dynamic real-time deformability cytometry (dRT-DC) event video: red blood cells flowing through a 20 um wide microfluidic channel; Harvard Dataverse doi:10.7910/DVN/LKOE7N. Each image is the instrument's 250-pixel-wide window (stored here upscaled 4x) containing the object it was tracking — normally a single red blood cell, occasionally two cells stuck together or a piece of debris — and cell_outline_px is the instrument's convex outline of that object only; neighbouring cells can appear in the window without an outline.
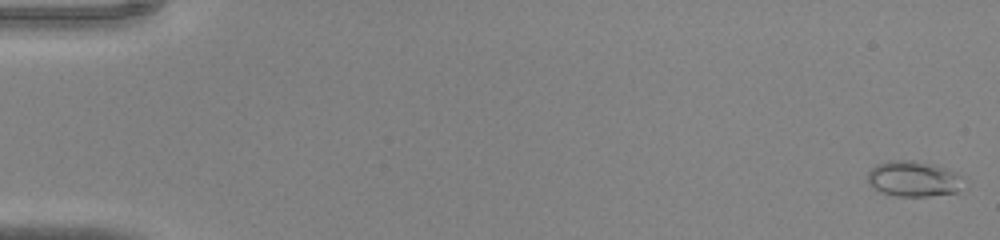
{"species": "common noctule bat (a hibernating species)", "species_latin": "Nyctalus noctula", "temperature_condition": "warm", "stored_images_in_passage": 46, "segment_of_instrument_passage": [1, 2], "camera_frame_rate_fps": 3000, "um_per_image_px": 0.085, "animal": {"sex": "male", "body_mass_g": 20.0, "forearm_length_mm": 53.3}, "frame": {"image": 1, "passage_image": 1, "time_ms": 0.0, "image_size_px": [1000, 240], "cell_outline_px": [[956, 192], [928, 196], [896, 196], [880, 192], [868, 184], [868, 172], [876, 164], [888, 160], [912, 160], [944, 168], [956, 172]], "centroid_in_image_um": [77.48, 15.19], "position_along_channel_um": 7.5, "area_um2": 19.13}}
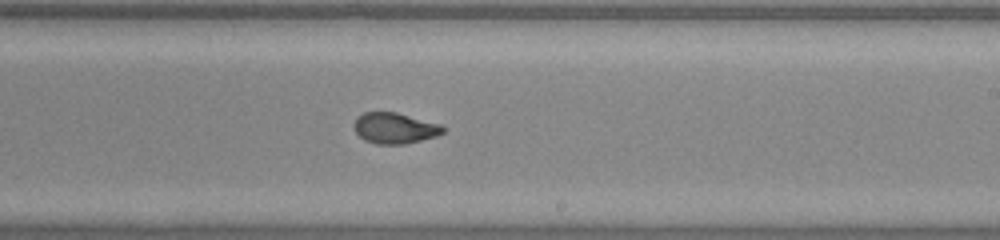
{"frame": {"image": 2, "passage_image": 28, "time_ms": 9.0, "image_size_px": [1000, 240], "cell_outline_px": [[444, 132], [436, 136], [404, 144], [376, 144], [364, 140], [356, 132], [352, 124], [356, 116], [364, 112], [396, 112], [440, 124], [444, 128]], "centroid_in_image_um": [33.5, 10.88], "position_along_channel_um": 255.5, "area_um2": 16.01}}
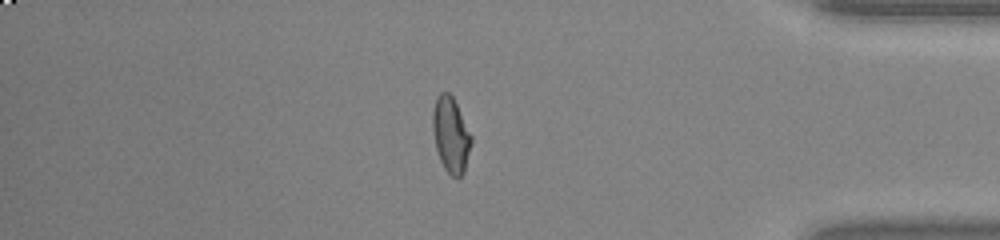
{"frame": {"image": 3, "passage_image": 39, "time_ms": 12.667, "image_size_px": [1000, 240], "cell_outline_px": [[472, 140], [464, 172], [460, 176], [452, 176], [444, 168], [440, 160], [436, 148], [432, 128], [432, 112], [436, 96], [440, 92], [448, 92], [452, 96], [472, 136]], "centroid_in_image_um": [38.3, 11.43], "position_along_channel_um": 396.9, "area_um2": 16.82}}